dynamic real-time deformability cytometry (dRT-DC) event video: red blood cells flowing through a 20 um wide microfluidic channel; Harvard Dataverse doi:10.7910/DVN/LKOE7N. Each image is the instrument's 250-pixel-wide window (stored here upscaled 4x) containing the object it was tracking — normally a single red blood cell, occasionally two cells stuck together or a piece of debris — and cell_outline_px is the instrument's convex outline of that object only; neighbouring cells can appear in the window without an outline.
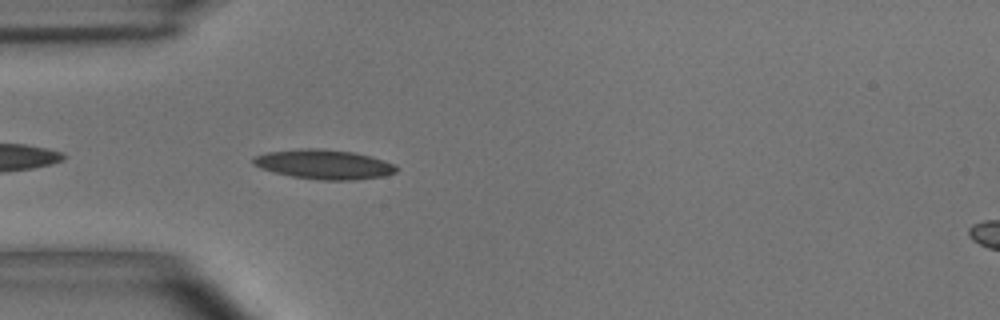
{"species": "common noctule bat (a hibernating species)", "species_latin": "Nyctalus noctula", "temperature_condition": "room temperature", "stored_images_in_passage": 5, "camera_frame_rate_fps": 3000, "um_per_image_px": 0.085, "animal": {"sex": "male", "body_mass_g": 15.6}, "frame": {"image": 1, "passage_image": 5, "time_ms": 1.333, "image_size_px": [1000, 320], "cell_outline_px": [[400, 168], [396, 172], [384, 176], [356, 180], [320, 180], [292, 176], [260, 168], [252, 164], [252, 160], [256, 156], [268, 152], [300, 148], [316, 148], [352, 152], [372, 156], [396, 164]], "centroid_in_image_um": [27.59, 13.97], "position_along_channel_um": 57.4, "area_um2": 24.68}}